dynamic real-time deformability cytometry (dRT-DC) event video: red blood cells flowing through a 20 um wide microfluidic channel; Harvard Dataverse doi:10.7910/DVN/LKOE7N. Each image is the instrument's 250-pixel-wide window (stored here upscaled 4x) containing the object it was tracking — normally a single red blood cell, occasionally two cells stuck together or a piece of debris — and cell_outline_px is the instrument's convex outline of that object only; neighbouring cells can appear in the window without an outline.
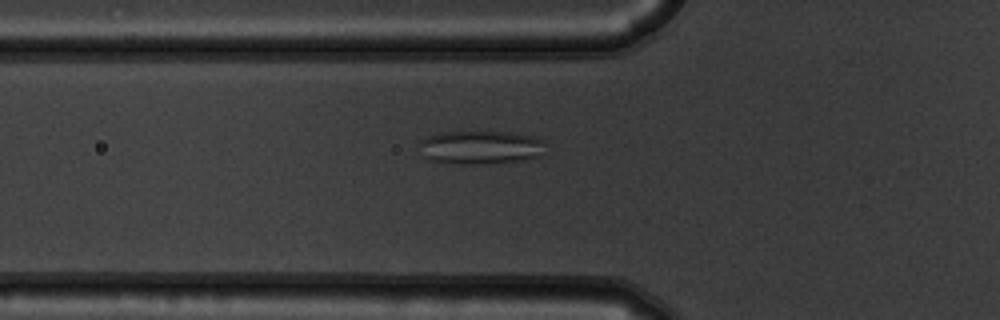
{"species": "common noctule bat (a hibernating species)", "species_latin": "Nyctalus noctula", "temperature_condition": "warm", "stored_images_in_passage": 55, "camera_frame_rate_fps": 3000, "um_per_image_px": 0.085, "animal": {"sex": "male", "body_mass_g": 19.5, "forearm_length_mm": 54.6}, "frame": {"image": 1, "passage_image": 20, "time_ms": 6.333, "image_size_px": [1000, 320], "cell_outline_px": [[544, 156], [524, 160], [472, 164], [452, 164], [428, 160], [424, 156], [420, 140], [428, 136], [440, 132], [512, 132], [532, 136], [544, 140]], "centroid_in_image_um": [40.89, 12.53], "position_along_channel_um": 84.9, "area_um2": 24.74}}
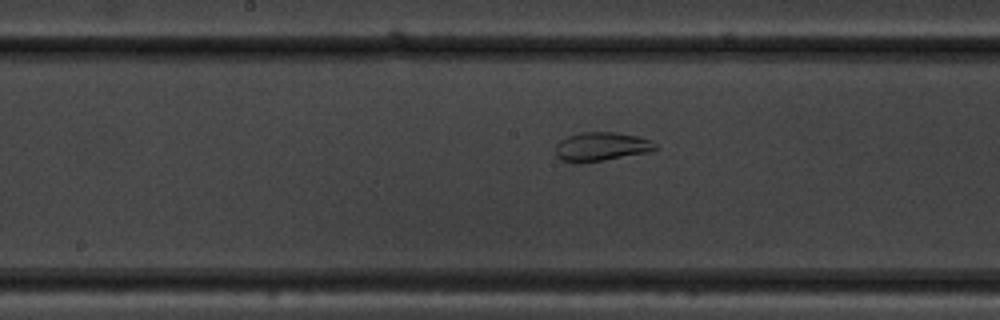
{"frame": {"image": 2, "passage_image": 29, "time_ms": 9.333, "image_size_px": [1000, 320], "cell_outline_px": [[656, 148], [648, 152], [604, 160], [576, 164], [560, 160], [556, 156], [556, 144], [560, 140], [568, 136], [580, 132], [616, 132], [636, 136], [652, 140], [656, 144]], "centroid_in_image_um": [51.07, 12.47], "position_along_channel_um": 197.1, "area_um2": 16.88}}
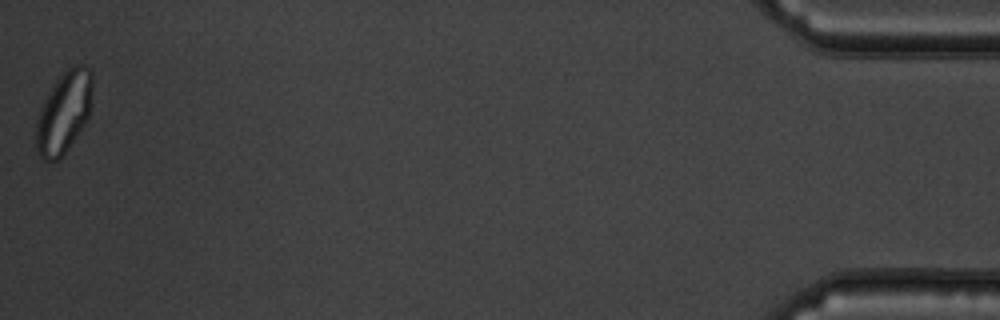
{"frame": {"image": 3, "passage_image": 55, "time_ms": 18.0, "image_size_px": [1000, 320], "cell_outline_px": [[92, 88], [88, 116], [84, 124], [76, 136], [64, 152], [56, 160], [44, 160], [36, 152], [36, 120], [40, 108], [44, 100], [56, 80], [72, 64], [84, 64], [92, 68]], "centroid_in_image_um": [5.42, 9.49], "position_along_channel_um": 429.8, "area_um2": 26.53}, "authors_computed_cell_mechanics": {"area_um2": 24.7962, "velocity_mm_per_s": 3.723, "shape_relaxation_time_tau1_ms": null, "shape_relaxation_time_tau2_ms": 0.5727, "deformation_change_tau1": null, "deformation_change_tau2": 0.0553}}